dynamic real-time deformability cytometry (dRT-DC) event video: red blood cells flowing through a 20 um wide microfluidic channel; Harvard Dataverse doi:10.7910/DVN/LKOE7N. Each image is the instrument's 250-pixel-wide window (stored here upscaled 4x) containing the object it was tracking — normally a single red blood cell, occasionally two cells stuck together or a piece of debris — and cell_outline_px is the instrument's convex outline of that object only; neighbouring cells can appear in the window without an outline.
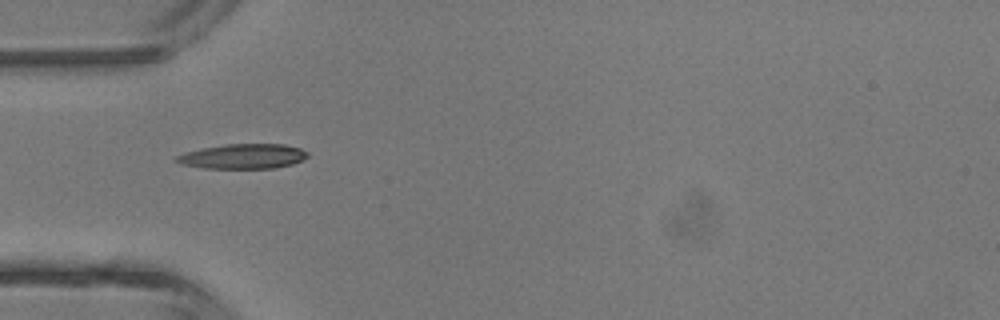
{"species": "common noctule bat (a hibernating species)", "species_latin": "Nyctalus noctula", "temperature_condition": "room temperature", "stored_images_in_passage": 1, "camera_frame_rate_fps": 3000, "um_per_image_px": 0.085, "animal": {"sex": "male", "body_mass_g": 13.3}, "frame": {"image": 1, "passage_image": 1, "time_ms": 0.0, "image_size_px": [1000, 320], "cell_outline_px": [[308, 156], [292, 164], [276, 168], [204, 168], [180, 164], [172, 160], [176, 156], [184, 152], [224, 144], [284, 144], [300, 148], [308, 152]], "centroid_in_image_um": [20.62, 13.29], "position_along_channel_um": 64.4, "area_um2": 19.02}}